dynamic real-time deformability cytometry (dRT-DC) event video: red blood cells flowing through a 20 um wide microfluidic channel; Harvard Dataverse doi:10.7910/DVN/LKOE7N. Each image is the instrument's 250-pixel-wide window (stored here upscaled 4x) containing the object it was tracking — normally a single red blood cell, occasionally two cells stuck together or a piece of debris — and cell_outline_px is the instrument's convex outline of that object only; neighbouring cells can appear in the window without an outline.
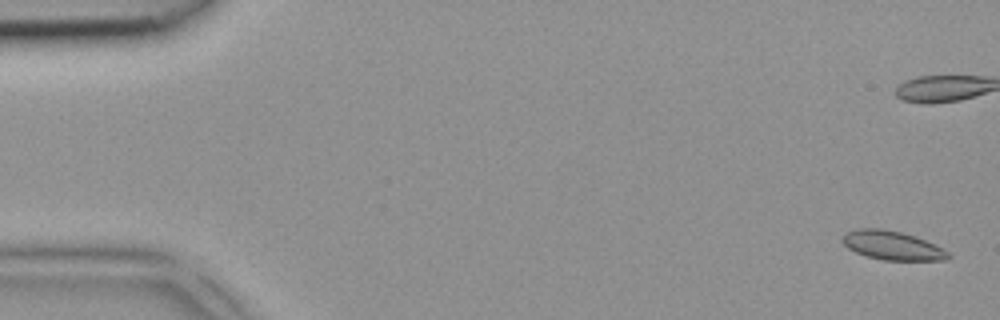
{"species": "common noctule bat (a hibernating species)", "species_latin": "Nyctalus noctula", "temperature_condition": "room temperature", "stored_images_in_passage": 3, "camera_frame_rate_fps": 3000, "um_per_image_px": 0.085, "animal": {"sex": "female", "body_mass_g": 18.4}, "frame": {"image": 1, "passage_image": 1, "time_ms": 0.0, "image_size_px": [1000, 320], "cell_outline_px": [[952, 256], [948, 260], [884, 260], [868, 256], [856, 252], [848, 248], [840, 240], [848, 232], [856, 228], [884, 228], [916, 236], [944, 248]], "centroid_in_image_um": [75.88, 20.86], "position_along_channel_um": 9.1, "area_um2": 17.86}}